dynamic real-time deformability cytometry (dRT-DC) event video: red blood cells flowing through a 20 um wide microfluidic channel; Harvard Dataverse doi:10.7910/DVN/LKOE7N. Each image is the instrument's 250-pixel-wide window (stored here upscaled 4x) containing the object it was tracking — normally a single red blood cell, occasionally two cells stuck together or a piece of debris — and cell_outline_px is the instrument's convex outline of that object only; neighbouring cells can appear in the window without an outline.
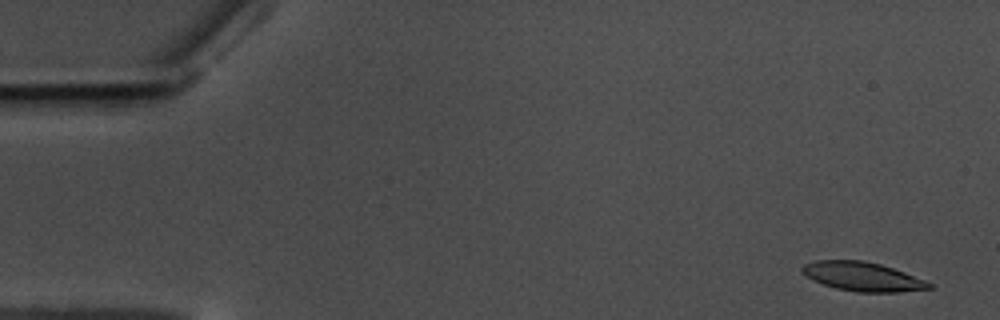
{"species": "common noctule bat (a hibernating species)", "species_latin": "Nyctalus noctula", "temperature_condition": "warm", "stored_images_in_passage": 41, "camera_frame_rate_fps": 3000, "um_per_image_px": 0.085, "animal": {"sex": "male", "body_mass_g": 17.5, "forearm_length_mm": 52.3}, "frame": {"image": 1, "passage_image": 3, "time_ms": 0.667, "image_size_px": [1000, 320], "cell_outline_px": [[932, 288], [900, 292], [860, 292], [836, 288], [812, 280], [800, 272], [800, 268], [804, 264], [816, 260], [864, 260], [880, 264], [904, 272], [924, 280], [932, 284]], "centroid_in_image_um": [73.27, 23.5], "position_along_channel_um": 11.7, "area_um2": 21.39}}